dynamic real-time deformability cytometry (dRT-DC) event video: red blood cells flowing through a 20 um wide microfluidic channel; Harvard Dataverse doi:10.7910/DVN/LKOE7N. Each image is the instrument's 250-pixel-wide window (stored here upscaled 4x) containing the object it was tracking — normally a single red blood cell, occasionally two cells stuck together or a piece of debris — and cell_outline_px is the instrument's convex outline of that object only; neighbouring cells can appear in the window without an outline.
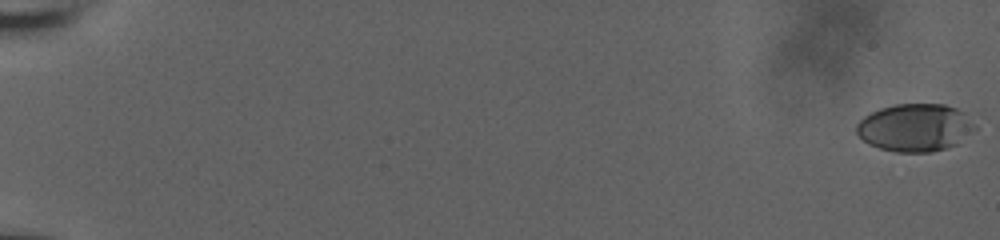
{"species": "human", "species_latin": "Homo sapiens", "temperature_condition": "room temperature", "stored_images_in_passage": 14, "camera_frame_rate_fps": 3000, "um_per_image_px": 0.085, "donor": {"sex": "male"}, "frame": {"image": 1, "passage_image": 1, "time_ms": 0.0, "image_size_px": [1000, 240], "cell_outline_px": [[976, 128], [956, 144], [944, 148], [928, 152], [896, 152], [880, 148], [868, 144], [856, 132], [856, 124], [864, 116], [880, 108], [896, 104], [944, 104], [956, 108], [964, 112], [976, 124]], "centroid_in_image_um": [77.77, 10.83], "position_along_channel_um": 7.2, "area_um2": 32.77}}
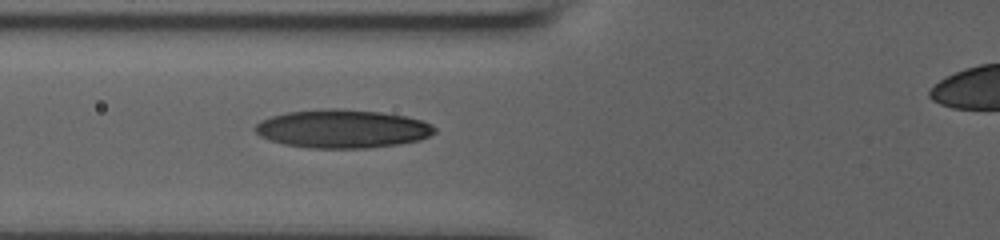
{"frame": {"image": 2, "passage_image": 14, "time_ms": 4.333, "image_size_px": [1000, 240], "cell_outline_px": [[436, 132], [420, 140], [400, 144], [368, 148], [312, 148], [284, 144], [260, 136], [256, 132], [256, 124], [260, 120], [272, 116], [288, 112], [328, 108], [344, 108], [380, 112], [408, 116], [432, 124], [436, 128]], "centroid_in_image_um": [29.14, 10.94], "position_along_channel_um": 96.7, "area_um2": 40.23}}